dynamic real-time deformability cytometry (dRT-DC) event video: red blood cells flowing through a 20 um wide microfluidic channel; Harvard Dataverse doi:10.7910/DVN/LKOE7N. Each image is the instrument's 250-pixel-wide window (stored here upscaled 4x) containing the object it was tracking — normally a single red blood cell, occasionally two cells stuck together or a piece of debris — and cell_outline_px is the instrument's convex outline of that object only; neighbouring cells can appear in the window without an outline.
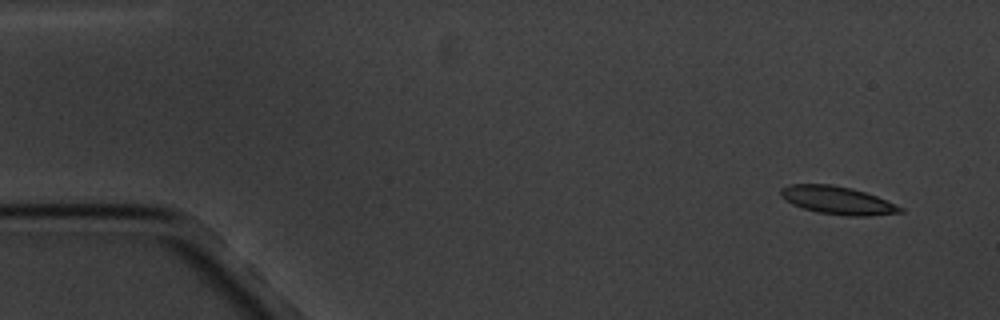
{"species": "common noctule bat (a hibernating species)", "species_latin": "Nyctalus noctula", "temperature_condition": "cold", "stored_images_in_passage": 5, "camera_frame_rate_fps": 3000, "um_per_image_px": 0.085, "animal": {"sex": "male", "body_mass_g": 20.1, "forearm_length_mm": 53.5}, "frame": {"image": 1, "passage_image": 1, "time_ms": 0.0, "image_size_px": [1000, 320], "cell_outline_px": [[904, 212], [868, 216], [848, 216], [820, 212], [804, 208], [792, 204], [784, 200], [780, 196], [780, 188], [788, 184], [828, 184], [852, 188], [876, 196], [904, 208]], "centroid_in_image_um": [71.16, 17.02], "position_along_channel_um": 13.8, "area_um2": 19.36}}